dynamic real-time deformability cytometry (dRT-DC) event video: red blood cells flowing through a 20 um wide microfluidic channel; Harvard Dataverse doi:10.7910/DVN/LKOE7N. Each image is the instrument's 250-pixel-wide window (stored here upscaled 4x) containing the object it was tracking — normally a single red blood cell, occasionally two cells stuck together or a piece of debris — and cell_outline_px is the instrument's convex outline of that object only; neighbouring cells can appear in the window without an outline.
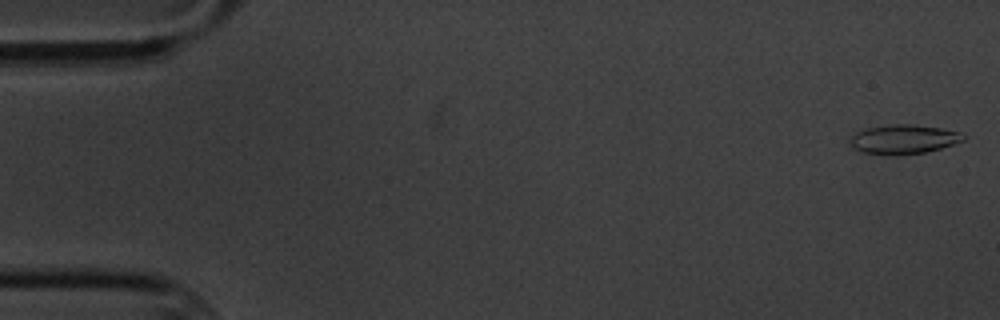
{"species": "common noctule bat (a hibernating species)", "species_latin": "Nyctalus noctula", "temperature_condition": "cold", "stored_images_in_passage": 5, "camera_frame_rate_fps": 3000, "um_per_image_px": 0.085, "animal": {"sex": "male", "body_mass_g": 20.1, "forearm_length_mm": 53.5}, "frame": {"image": 1, "passage_image": 1, "time_ms": 0.0, "image_size_px": [1000, 320], "cell_outline_px": [[968, 136], [964, 140], [940, 148], [924, 152], [860, 152], [852, 148], [848, 140], [856, 132], [864, 128], [892, 124], [912, 124], [940, 128], [960, 132]], "centroid_in_image_um": [76.8, 11.78], "position_along_channel_um": 8.2, "area_um2": 18.61}}